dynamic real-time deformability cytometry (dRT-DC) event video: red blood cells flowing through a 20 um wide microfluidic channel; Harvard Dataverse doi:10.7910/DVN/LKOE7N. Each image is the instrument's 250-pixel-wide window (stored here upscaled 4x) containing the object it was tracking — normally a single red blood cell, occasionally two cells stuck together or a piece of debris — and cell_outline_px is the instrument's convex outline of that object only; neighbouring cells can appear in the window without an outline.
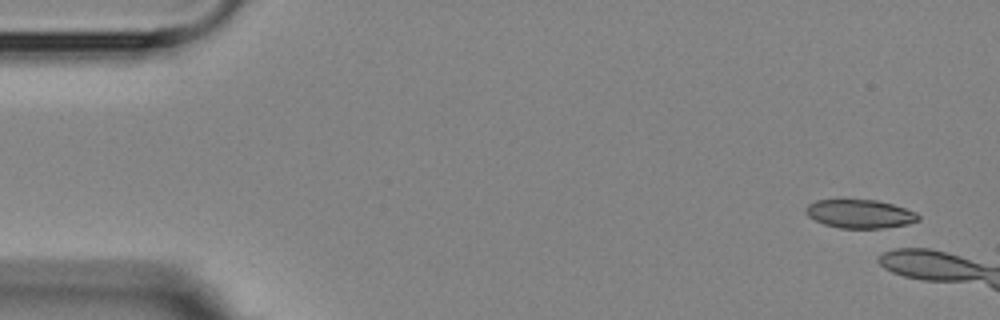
{"species": "Egyptian fruit bat (a non-hibernating species)", "species_latin": "Rousettus aegyptiacus", "temperature_condition": "room temperature", "stored_images_in_passage": 3, "camera_frame_rate_fps": 3000, "um_per_image_px": 0.085, "animal": {"sex": "female"}, "frame": {"image": 1, "passage_image": 1, "time_ms": 0.0, "image_size_px": [1000, 320], "cell_outline_px": [[920, 220], [908, 224], [884, 228], [840, 228], [824, 224], [808, 216], [804, 212], [804, 208], [808, 204], [816, 200], [876, 200], [892, 204], [916, 212], [920, 216]], "centroid_in_image_um": [73.09, 18.18], "position_along_channel_um": 11.9, "area_um2": 18.73}}